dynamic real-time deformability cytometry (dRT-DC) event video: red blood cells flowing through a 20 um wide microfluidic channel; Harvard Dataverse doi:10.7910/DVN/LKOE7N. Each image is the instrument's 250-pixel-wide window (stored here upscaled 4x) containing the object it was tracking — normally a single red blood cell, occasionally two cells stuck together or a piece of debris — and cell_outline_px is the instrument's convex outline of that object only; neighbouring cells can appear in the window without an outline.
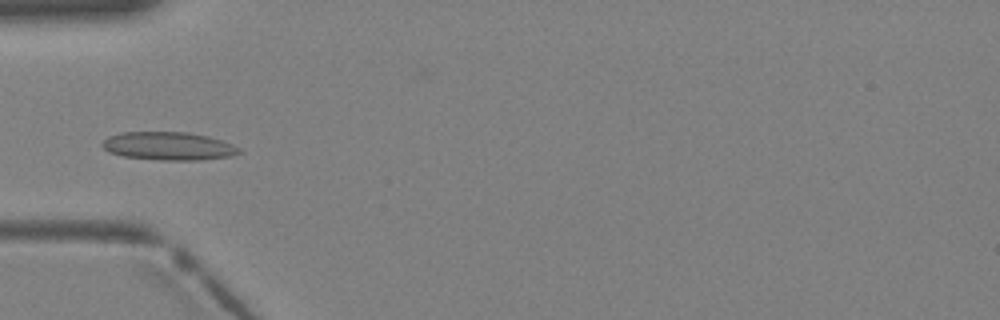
{"species": "Egyptian fruit bat (a non-hibernating species)", "species_latin": "Rousettus aegyptiacus", "temperature_condition": "warm", "stored_images_in_passage": 5, "camera_frame_rate_fps": 3000, "um_per_image_px": 0.085, "animal": {"sex": "female"}, "frame": {"image": 1, "passage_image": 4, "time_ms": 1.0, "image_size_px": [1000, 320], "cell_outline_px": [[244, 152], [232, 156], [200, 160], [160, 160], [124, 156], [108, 152], [100, 144], [108, 136], [120, 132], [188, 132], [208, 136], [232, 144], [240, 148]], "centroid_in_image_um": [14.33, 12.41], "position_along_channel_um": 70.7, "area_um2": 22.6}}